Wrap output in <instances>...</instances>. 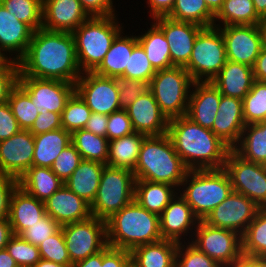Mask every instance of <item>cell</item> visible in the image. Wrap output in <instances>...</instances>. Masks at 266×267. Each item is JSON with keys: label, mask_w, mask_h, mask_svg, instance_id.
I'll list each match as a JSON object with an SVG mask.
<instances>
[{"label": "cell", "mask_w": 266, "mask_h": 267, "mask_svg": "<svg viewBox=\"0 0 266 267\" xmlns=\"http://www.w3.org/2000/svg\"><path fill=\"white\" fill-rule=\"evenodd\" d=\"M18 66V77L57 79L75 84L82 75L73 34L44 28L33 32Z\"/></svg>", "instance_id": "cell-1"}, {"label": "cell", "mask_w": 266, "mask_h": 267, "mask_svg": "<svg viewBox=\"0 0 266 267\" xmlns=\"http://www.w3.org/2000/svg\"><path fill=\"white\" fill-rule=\"evenodd\" d=\"M167 134L189 170L222 169L232 150L211 129L186 116L169 119Z\"/></svg>", "instance_id": "cell-2"}, {"label": "cell", "mask_w": 266, "mask_h": 267, "mask_svg": "<svg viewBox=\"0 0 266 267\" xmlns=\"http://www.w3.org/2000/svg\"><path fill=\"white\" fill-rule=\"evenodd\" d=\"M188 171L165 133L145 137L133 174L136 180L166 183L181 189Z\"/></svg>", "instance_id": "cell-3"}, {"label": "cell", "mask_w": 266, "mask_h": 267, "mask_svg": "<svg viewBox=\"0 0 266 267\" xmlns=\"http://www.w3.org/2000/svg\"><path fill=\"white\" fill-rule=\"evenodd\" d=\"M107 245L131 251L143 244L162 240L160 216L135 200L106 220Z\"/></svg>", "instance_id": "cell-4"}, {"label": "cell", "mask_w": 266, "mask_h": 267, "mask_svg": "<svg viewBox=\"0 0 266 267\" xmlns=\"http://www.w3.org/2000/svg\"><path fill=\"white\" fill-rule=\"evenodd\" d=\"M116 16H91L72 32L82 73L94 72L100 66L114 39L123 31V23Z\"/></svg>", "instance_id": "cell-5"}, {"label": "cell", "mask_w": 266, "mask_h": 267, "mask_svg": "<svg viewBox=\"0 0 266 267\" xmlns=\"http://www.w3.org/2000/svg\"><path fill=\"white\" fill-rule=\"evenodd\" d=\"M181 186L184 190L179 189L180 196L199 220H204L233 191L230 178L223 168L189 170Z\"/></svg>", "instance_id": "cell-6"}, {"label": "cell", "mask_w": 266, "mask_h": 267, "mask_svg": "<svg viewBox=\"0 0 266 267\" xmlns=\"http://www.w3.org/2000/svg\"><path fill=\"white\" fill-rule=\"evenodd\" d=\"M135 175L132 171L105 165L91 206L92 216L107 220L134 200Z\"/></svg>", "instance_id": "cell-7"}, {"label": "cell", "mask_w": 266, "mask_h": 267, "mask_svg": "<svg viewBox=\"0 0 266 267\" xmlns=\"http://www.w3.org/2000/svg\"><path fill=\"white\" fill-rule=\"evenodd\" d=\"M194 81L184 67L158 70L149 87L161 111L168 119L185 116Z\"/></svg>", "instance_id": "cell-8"}, {"label": "cell", "mask_w": 266, "mask_h": 267, "mask_svg": "<svg viewBox=\"0 0 266 267\" xmlns=\"http://www.w3.org/2000/svg\"><path fill=\"white\" fill-rule=\"evenodd\" d=\"M226 49L218 27L203 28L197 35L184 67L194 82H211L226 64Z\"/></svg>", "instance_id": "cell-9"}, {"label": "cell", "mask_w": 266, "mask_h": 267, "mask_svg": "<svg viewBox=\"0 0 266 267\" xmlns=\"http://www.w3.org/2000/svg\"><path fill=\"white\" fill-rule=\"evenodd\" d=\"M72 263L86 259L107 246L106 221L95 216L61 226Z\"/></svg>", "instance_id": "cell-10"}, {"label": "cell", "mask_w": 266, "mask_h": 267, "mask_svg": "<svg viewBox=\"0 0 266 267\" xmlns=\"http://www.w3.org/2000/svg\"><path fill=\"white\" fill-rule=\"evenodd\" d=\"M190 243L222 267H228L242 254L241 235L216 228L200 220Z\"/></svg>", "instance_id": "cell-11"}, {"label": "cell", "mask_w": 266, "mask_h": 267, "mask_svg": "<svg viewBox=\"0 0 266 267\" xmlns=\"http://www.w3.org/2000/svg\"><path fill=\"white\" fill-rule=\"evenodd\" d=\"M223 169L234 192L245 195L260 208L266 207V165L248 162L231 150Z\"/></svg>", "instance_id": "cell-12"}, {"label": "cell", "mask_w": 266, "mask_h": 267, "mask_svg": "<svg viewBox=\"0 0 266 267\" xmlns=\"http://www.w3.org/2000/svg\"><path fill=\"white\" fill-rule=\"evenodd\" d=\"M259 208L245 195L232 191L203 221L212 227L232 230L242 236Z\"/></svg>", "instance_id": "cell-13"}, {"label": "cell", "mask_w": 266, "mask_h": 267, "mask_svg": "<svg viewBox=\"0 0 266 267\" xmlns=\"http://www.w3.org/2000/svg\"><path fill=\"white\" fill-rule=\"evenodd\" d=\"M75 91L94 113L110 115L121 109L119 91L112 77L84 72L75 83Z\"/></svg>", "instance_id": "cell-14"}, {"label": "cell", "mask_w": 266, "mask_h": 267, "mask_svg": "<svg viewBox=\"0 0 266 267\" xmlns=\"http://www.w3.org/2000/svg\"><path fill=\"white\" fill-rule=\"evenodd\" d=\"M17 84L30 96L38 110L44 108L59 114L75 92V84L57 79L18 77Z\"/></svg>", "instance_id": "cell-15"}, {"label": "cell", "mask_w": 266, "mask_h": 267, "mask_svg": "<svg viewBox=\"0 0 266 267\" xmlns=\"http://www.w3.org/2000/svg\"><path fill=\"white\" fill-rule=\"evenodd\" d=\"M221 30L227 60L254 66L263 47L258 25H226Z\"/></svg>", "instance_id": "cell-16"}, {"label": "cell", "mask_w": 266, "mask_h": 267, "mask_svg": "<svg viewBox=\"0 0 266 267\" xmlns=\"http://www.w3.org/2000/svg\"><path fill=\"white\" fill-rule=\"evenodd\" d=\"M153 23L164 33L168 41L172 64L185 67L189 62L195 39L203 27L177 21L168 16L155 18Z\"/></svg>", "instance_id": "cell-17"}, {"label": "cell", "mask_w": 266, "mask_h": 267, "mask_svg": "<svg viewBox=\"0 0 266 267\" xmlns=\"http://www.w3.org/2000/svg\"><path fill=\"white\" fill-rule=\"evenodd\" d=\"M34 135L21 129L8 139L0 141V175L19 179L32 167Z\"/></svg>", "instance_id": "cell-18"}, {"label": "cell", "mask_w": 266, "mask_h": 267, "mask_svg": "<svg viewBox=\"0 0 266 267\" xmlns=\"http://www.w3.org/2000/svg\"><path fill=\"white\" fill-rule=\"evenodd\" d=\"M199 221L190 205L180 194H177L160 215L162 239L172 240L177 243H183L186 239L188 240L187 242H190L189 240L194 234L193 230L196 229ZM190 233L192 234L190 235ZM183 237H185L184 240Z\"/></svg>", "instance_id": "cell-19"}, {"label": "cell", "mask_w": 266, "mask_h": 267, "mask_svg": "<svg viewBox=\"0 0 266 267\" xmlns=\"http://www.w3.org/2000/svg\"><path fill=\"white\" fill-rule=\"evenodd\" d=\"M91 16L80 0H43L42 28L73 32Z\"/></svg>", "instance_id": "cell-20"}, {"label": "cell", "mask_w": 266, "mask_h": 267, "mask_svg": "<svg viewBox=\"0 0 266 267\" xmlns=\"http://www.w3.org/2000/svg\"><path fill=\"white\" fill-rule=\"evenodd\" d=\"M33 32L0 3V58L18 62L26 54ZM10 54L16 55L12 58Z\"/></svg>", "instance_id": "cell-21"}, {"label": "cell", "mask_w": 266, "mask_h": 267, "mask_svg": "<svg viewBox=\"0 0 266 267\" xmlns=\"http://www.w3.org/2000/svg\"><path fill=\"white\" fill-rule=\"evenodd\" d=\"M126 111L135 132L147 136L167 133L169 119L159 108L150 90L139 96Z\"/></svg>", "instance_id": "cell-22"}, {"label": "cell", "mask_w": 266, "mask_h": 267, "mask_svg": "<svg viewBox=\"0 0 266 267\" xmlns=\"http://www.w3.org/2000/svg\"><path fill=\"white\" fill-rule=\"evenodd\" d=\"M46 214L61 226L86 220L92 216L91 206L63 184L44 201Z\"/></svg>", "instance_id": "cell-23"}, {"label": "cell", "mask_w": 266, "mask_h": 267, "mask_svg": "<svg viewBox=\"0 0 266 267\" xmlns=\"http://www.w3.org/2000/svg\"><path fill=\"white\" fill-rule=\"evenodd\" d=\"M245 125L242 99L221 95L211 131L233 149L238 144Z\"/></svg>", "instance_id": "cell-24"}, {"label": "cell", "mask_w": 266, "mask_h": 267, "mask_svg": "<svg viewBox=\"0 0 266 267\" xmlns=\"http://www.w3.org/2000/svg\"><path fill=\"white\" fill-rule=\"evenodd\" d=\"M191 89L185 116L204 128L212 129L220 105V91L211 82H194Z\"/></svg>", "instance_id": "cell-25"}, {"label": "cell", "mask_w": 266, "mask_h": 267, "mask_svg": "<svg viewBox=\"0 0 266 267\" xmlns=\"http://www.w3.org/2000/svg\"><path fill=\"white\" fill-rule=\"evenodd\" d=\"M254 81L251 66L227 60L211 83L221 95L243 99L250 92Z\"/></svg>", "instance_id": "cell-26"}, {"label": "cell", "mask_w": 266, "mask_h": 267, "mask_svg": "<svg viewBox=\"0 0 266 267\" xmlns=\"http://www.w3.org/2000/svg\"><path fill=\"white\" fill-rule=\"evenodd\" d=\"M46 215L43 201L26 193L21 187H17L10 201L9 222L14 235H20L26 228Z\"/></svg>", "instance_id": "cell-27"}, {"label": "cell", "mask_w": 266, "mask_h": 267, "mask_svg": "<svg viewBox=\"0 0 266 267\" xmlns=\"http://www.w3.org/2000/svg\"><path fill=\"white\" fill-rule=\"evenodd\" d=\"M178 244L162 239L137 246L130 251L131 262L135 267H175Z\"/></svg>", "instance_id": "cell-28"}, {"label": "cell", "mask_w": 266, "mask_h": 267, "mask_svg": "<svg viewBox=\"0 0 266 267\" xmlns=\"http://www.w3.org/2000/svg\"><path fill=\"white\" fill-rule=\"evenodd\" d=\"M104 166L100 162L82 159L64 184L91 205L96 197Z\"/></svg>", "instance_id": "cell-29"}, {"label": "cell", "mask_w": 266, "mask_h": 267, "mask_svg": "<svg viewBox=\"0 0 266 267\" xmlns=\"http://www.w3.org/2000/svg\"><path fill=\"white\" fill-rule=\"evenodd\" d=\"M178 191L177 187L166 183L136 180L134 200L144 209L160 216Z\"/></svg>", "instance_id": "cell-30"}, {"label": "cell", "mask_w": 266, "mask_h": 267, "mask_svg": "<svg viewBox=\"0 0 266 267\" xmlns=\"http://www.w3.org/2000/svg\"><path fill=\"white\" fill-rule=\"evenodd\" d=\"M71 141V133L63 128L34 136L32 166L51 168L53 162Z\"/></svg>", "instance_id": "cell-31"}, {"label": "cell", "mask_w": 266, "mask_h": 267, "mask_svg": "<svg viewBox=\"0 0 266 267\" xmlns=\"http://www.w3.org/2000/svg\"><path fill=\"white\" fill-rule=\"evenodd\" d=\"M121 31L114 39L104 60L94 71L96 74L105 77L121 76L128 68L129 57L134 46L138 43L137 36L125 35Z\"/></svg>", "instance_id": "cell-32"}, {"label": "cell", "mask_w": 266, "mask_h": 267, "mask_svg": "<svg viewBox=\"0 0 266 267\" xmlns=\"http://www.w3.org/2000/svg\"><path fill=\"white\" fill-rule=\"evenodd\" d=\"M18 182L26 193L43 202L64 184L51 168L36 166L29 168Z\"/></svg>", "instance_id": "cell-33"}, {"label": "cell", "mask_w": 266, "mask_h": 267, "mask_svg": "<svg viewBox=\"0 0 266 267\" xmlns=\"http://www.w3.org/2000/svg\"><path fill=\"white\" fill-rule=\"evenodd\" d=\"M232 150L248 162L266 165V121L245 125Z\"/></svg>", "instance_id": "cell-34"}, {"label": "cell", "mask_w": 266, "mask_h": 267, "mask_svg": "<svg viewBox=\"0 0 266 267\" xmlns=\"http://www.w3.org/2000/svg\"><path fill=\"white\" fill-rule=\"evenodd\" d=\"M147 135L134 132L128 136L109 141L106 165L134 171L142 142Z\"/></svg>", "instance_id": "cell-35"}, {"label": "cell", "mask_w": 266, "mask_h": 267, "mask_svg": "<svg viewBox=\"0 0 266 267\" xmlns=\"http://www.w3.org/2000/svg\"><path fill=\"white\" fill-rule=\"evenodd\" d=\"M145 33L137 36L138 42L144 48L152 67L158 71L171 68L170 48L164 33L152 22Z\"/></svg>", "instance_id": "cell-36"}, {"label": "cell", "mask_w": 266, "mask_h": 267, "mask_svg": "<svg viewBox=\"0 0 266 267\" xmlns=\"http://www.w3.org/2000/svg\"><path fill=\"white\" fill-rule=\"evenodd\" d=\"M261 19L252 0H224L222 8L215 15L213 26L258 25Z\"/></svg>", "instance_id": "cell-37"}, {"label": "cell", "mask_w": 266, "mask_h": 267, "mask_svg": "<svg viewBox=\"0 0 266 267\" xmlns=\"http://www.w3.org/2000/svg\"><path fill=\"white\" fill-rule=\"evenodd\" d=\"M169 18L197 24L203 28L214 25L215 14L208 8L205 0H175Z\"/></svg>", "instance_id": "cell-38"}, {"label": "cell", "mask_w": 266, "mask_h": 267, "mask_svg": "<svg viewBox=\"0 0 266 267\" xmlns=\"http://www.w3.org/2000/svg\"><path fill=\"white\" fill-rule=\"evenodd\" d=\"M71 143L80 153L82 159L107 163L109 140L97 136L85 129L76 130L71 134Z\"/></svg>", "instance_id": "cell-39"}, {"label": "cell", "mask_w": 266, "mask_h": 267, "mask_svg": "<svg viewBox=\"0 0 266 267\" xmlns=\"http://www.w3.org/2000/svg\"><path fill=\"white\" fill-rule=\"evenodd\" d=\"M242 254L266 256V207L259 208L255 218L241 236Z\"/></svg>", "instance_id": "cell-40"}, {"label": "cell", "mask_w": 266, "mask_h": 267, "mask_svg": "<svg viewBox=\"0 0 266 267\" xmlns=\"http://www.w3.org/2000/svg\"><path fill=\"white\" fill-rule=\"evenodd\" d=\"M7 102L20 128L29 130L39 115L30 96L17 84L11 90Z\"/></svg>", "instance_id": "cell-41"}, {"label": "cell", "mask_w": 266, "mask_h": 267, "mask_svg": "<svg viewBox=\"0 0 266 267\" xmlns=\"http://www.w3.org/2000/svg\"><path fill=\"white\" fill-rule=\"evenodd\" d=\"M242 101L246 125L266 121V82L255 80Z\"/></svg>", "instance_id": "cell-42"}, {"label": "cell", "mask_w": 266, "mask_h": 267, "mask_svg": "<svg viewBox=\"0 0 266 267\" xmlns=\"http://www.w3.org/2000/svg\"><path fill=\"white\" fill-rule=\"evenodd\" d=\"M0 3L33 31L42 28L43 0H0Z\"/></svg>", "instance_id": "cell-43"}, {"label": "cell", "mask_w": 266, "mask_h": 267, "mask_svg": "<svg viewBox=\"0 0 266 267\" xmlns=\"http://www.w3.org/2000/svg\"><path fill=\"white\" fill-rule=\"evenodd\" d=\"M92 111L85 101L75 91L68 99L61 114V125L64 130L71 134L80 129H84Z\"/></svg>", "instance_id": "cell-44"}, {"label": "cell", "mask_w": 266, "mask_h": 267, "mask_svg": "<svg viewBox=\"0 0 266 267\" xmlns=\"http://www.w3.org/2000/svg\"><path fill=\"white\" fill-rule=\"evenodd\" d=\"M157 71L152 67L144 48L138 42L131 53L128 61V68L125 69L122 77L147 81L150 83Z\"/></svg>", "instance_id": "cell-45"}, {"label": "cell", "mask_w": 266, "mask_h": 267, "mask_svg": "<svg viewBox=\"0 0 266 267\" xmlns=\"http://www.w3.org/2000/svg\"><path fill=\"white\" fill-rule=\"evenodd\" d=\"M6 250L19 267H33L41 259L38 246L27 242L20 235L10 238Z\"/></svg>", "instance_id": "cell-46"}, {"label": "cell", "mask_w": 266, "mask_h": 267, "mask_svg": "<svg viewBox=\"0 0 266 267\" xmlns=\"http://www.w3.org/2000/svg\"><path fill=\"white\" fill-rule=\"evenodd\" d=\"M40 258L58 264H73L69 257L62 228L38 245Z\"/></svg>", "instance_id": "cell-47"}, {"label": "cell", "mask_w": 266, "mask_h": 267, "mask_svg": "<svg viewBox=\"0 0 266 267\" xmlns=\"http://www.w3.org/2000/svg\"><path fill=\"white\" fill-rule=\"evenodd\" d=\"M179 243L175 267H222L217 261L199 251L190 242ZM186 245V246H185Z\"/></svg>", "instance_id": "cell-48"}, {"label": "cell", "mask_w": 266, "mask_h": 267, "mask_svg": "<svg viewBox=\"0 0 266 267\" xmlns=\"http://www.w3.org/2000/svg\"><path fill=\"white\" fill-rule=\"evenodd\" d=\"M119 91V104L121 109L128 108L139 96L150 90L149 82L133 80L122 76L112 77Z\"/></svg>", "instance_id": "cell-49"}, {"label": "cell", "mask_w": 266, "mask_h": 267, "mask_svg": "<svg viewBox=\"0 0 266 267\" xmlns=\"http://www.w3.org/2000/svg\"><path fill=\"white\" fill-rule=\"evenodd\" d=\"M60 229L61 225L46 214L42 219H40V221H37V223H34L30 227L26 228L20 236L27 242L38 246L42 243V241L54 235Z\"/></svg>", "instance_id": "cell-50"}, {"label": "cell", "mask_w": 266, "mask_h": 267, "mask_svg": "<svg viewBox=\"0 0 266 267\" xmlns=\"http://www.w3.org/2000/svg\"><path fill=\"white\" fill-rule=\"evenodd\" d=\"M82 158L75 146L71 143L59 154L51 166V170L65 182L78 167Z\"/></svg>", "instance_id": "cell-51"}, {"label": "cell", "mask_w": 266, "mask_h": 267, "mask_svg": "<svg viewBox=\"0 0 266 267\" xmlns=\"http://www.w3.org/2000/svg\"><path fill=\"white\" fill-rule=\"evenodd\" d=\"M18 76V62L0 58V105L7 103L11 90L17 85Z\"/></svg>", "instance_id": "cell-52"}, {"label": "cell", "mask_w": 266, "mask_h": 267, "mask_svg": "<svg viewBox=\"0 0 266 267\" xmlns=\"http://www.w3.org/2000/svg\"><path fill=\"white\" fill-rule=\"evenodd\" d=\"M132 122L126 109H120L108 115L107 139H119L134 133Z\"/></svg>", "instance_id": "cell-53"}, {"label": "cell", "mask_w": 266, "mask_h": 267, "mask_svg": "<svg viewBox=\"0 0 266 267\" xmlns=\"http://www.w3.org/2000/svg\"><path fill=\"white\" fill-rule=\"evenodd\" d=\"M60 128H62L61 114L55 112H48L46 109L43 108L42 110H39V115L37 116L35 122L31 126L29 131L34 136H36Z\"/></svg>", "instance_id": "cell-54"}, {"label": "cell", "mask_w": 266, "mask_h": 267, "mask_svg": "<svg viewBox=\"0 0 266 267\" xmlns=\"http://www.w3.org/2000/svg\"><path fill=\"white\" fill-rule=\"evenodd\" d=\"M18 186L17 178L0 175V219L9 218L11 197Z\"/></svg>", "instance_id": "cell-55"}, {"label": "cell", "mask_w": 266, "mask_h": 267, "mask_svg": "<svg viewBox=\"0 0 266 267\" xmlns=\"http://www.w3.org/2000/svg\"><path fill=\"white\" fill-rule=\"evenodd\" d=\"M130 263V251L107 245L102 250V265L99 267H127Z\"/></svg>", "instance_id": "cell-56"}, {"label": "cell", "mask_w": 266, "mask_h": 267, "mask_svg": "<svg viewBox=\"0 0 266 267\" xmlns=\"http://www.w3.org/2000/svg\"><path fill=\"white\" fill-rule=\"evenodd\" d=\"M21 130L7 103L0 105V141L10 138Z\"/></svg>", "instance_id": "cell-57"}, {"label": "cell", "mask_w": 266, "mask_h": 267, "mask_svg": "<svg viewBox=\"0 0 266 267\" xmlns=\"http://www.w3.org/2000/svg\"><path fill=\"white\" fill-rule=\"evenodd\" d=\"M80 2L90 16L117 15L113 0H80Z\"/></svg>", "instance_id": "cell-58"}, {"label": "cell", "mask_w": 266, "mask_h": 267, "mask_svg": "<svg viewBox=\"0 0 266 267\" xmlns=\"http://www.w3.org/2000/svg\"><path fill=\"white\" fill-rule=\"evenodd\" d=\"M107 125L108 115L92 112L84 129L97 136H103L107 138Z\"/></svg>", "instance_id": "cell-59"}, {"label": "cell", "mask_w": 266, "mask_h": 267, "mask_svg": "<svg viewBox=\"0 0 266 267\" xmlns=\"http://www.w3.org/2000/svg\"><path fill=\"white\" fill-rule=\"evenodd\" d=\"M148 7L150 8V19L167 16L175 3V0H147Z\"/></svg>", "instance_id": "cell-60"}, {"label": "cell", "mask_w": 266, "mask_h": 267, "mask_svg": "<svg viewBox=\"0 0 266 267\" xmlns=\"http://www.w3.org/2000/svg\"><path fill=\"white\" fill-rule=\"evenodd\" d=\"M254 78L257 81L266 82V47L263 46L259 56L252 67Z\"/></svg>", "instance_id": "cell-61"}, {"label": "cell", "mask_w": 266, "mask_h": 267, "mask_svg": "<svg viewBox=\"0 0 266 267\" xmlns=\"http://www.w3.org/2000/svg\"><path fill=\"white\" fill-rule=\"evenodd\" d=\"M13 235L9 219H0V250L6 248L7 243Z\"/></svg>", "instance_id": "cell-62"}, {"label": "cell", "mask_w": 266, "mask_h": 267, "mask_svg": "<svg viewBox=\"0 0 266 267\" xmlns=\"http://www.w3.org/2000/svg\"><path fill=\"white\" fill-rule=\"evenodd\" d=\"M99 265H102V250L84 260L73 263L71 267H99Z\"/></svg>", "instance_id": "cell-63"}, {"label": "cell", "mask_w": 266, "mask_h": 267, "mask_svg": "<svg viewBox=\"0 0 266 267\" xmlns=\"http://www.w3.org/2000/svg\"><path fill=\"white\" fill-rule=\"evenodd\" d=\"M228 267H257V256H248L245 254H241Z\"/></svg>", "instance_id": "cell-64"}, {"label": "cell", "mask_w": 266, "mask_h": 267, "mask_svg": "<svg viewBox=\"0 0 266 267\" xmlns=\"http://www.w3.org/2000/svg\"><path fill=\"white\" fill-rule=\"evenodd\" d=\"M0 267H19L6 248L0 250Z\"/></svg>", "instance_id": "cell-65"}, {"label": "cell", "mask_w": 266, "mask_h": 267, "mask_svg": "<svg viewBox=\"0 0 266 267\" xmlns=\"http://www.w3.org/2000/svg\"><path fill=\"white\" fill-rule=\"evenodd\" d=\"M257 14L263 18L266 16V0H252Z\"/></svg>", "instance_id": "cell-66"}, {"label": "cell", "mask_w": 266, "mask_h": 267, "mask_svg": "<svg viewBox=\"0 0 266 267\" xmlns=\"http://www.w3.org/2000/svg\"><path fill=\"white\" fill-rule=\"evenodd\" d=\"M208 8L216 15L222 8L224 0H205Z\"/></svg>", "instance_id": "cell-67"}, {"label": "cell", "mask_w": 266, "mask_h": 267, "mask_svg": "<svg viewBox=\"0 0 266 267\" xmlns=\"http://www.w3.org/2000/svg\"><path fill=\"white\" fill-rule=\"evenodd\" d=\"M72 264H58L53 261L40 259L33 267H71Z\"/></svg>", "instance_id": "cell-68"}, {"label": "cell", "mask_w": 266, "mask_h": 267, "mask_svg": "<svg viewBox=\"0 0 266 267\" xmlns=\"http://www.w3.org/2000/svg\"><path fill=\"white\" fill-rule=\"evenodd\" d=\"M258 27L261 33L263 46L266 47V16L260 20Z\"/></svg>", "instance_id": "cell-69"}, {"label": "cell", "mask_w": 266, "mask_h": 267, "mask_svg": "<svg viewBox=\"0 0 266 267\" xmlns=\"http://www.w3.org/2000/svg\"><path fill=\"white\" fill-rule=\"evenodd\" d=\"M257 267H266V256H257Z\"/></svg>", "instance_id": "cell-70"}, {"label": "cell", "mask_w": 266, "mask_h": 267, "mask_svg": "<svg viewBox=\"0 0 266 267\" xmlns=\"http://www.w3.org/2000/svg\"><path fill=\"white\" fill-rule=\"evenodd\" d=\"M127 267H135L132 262Z\"/></svg>", "instance_id": "cell-71"}]
</instances>
